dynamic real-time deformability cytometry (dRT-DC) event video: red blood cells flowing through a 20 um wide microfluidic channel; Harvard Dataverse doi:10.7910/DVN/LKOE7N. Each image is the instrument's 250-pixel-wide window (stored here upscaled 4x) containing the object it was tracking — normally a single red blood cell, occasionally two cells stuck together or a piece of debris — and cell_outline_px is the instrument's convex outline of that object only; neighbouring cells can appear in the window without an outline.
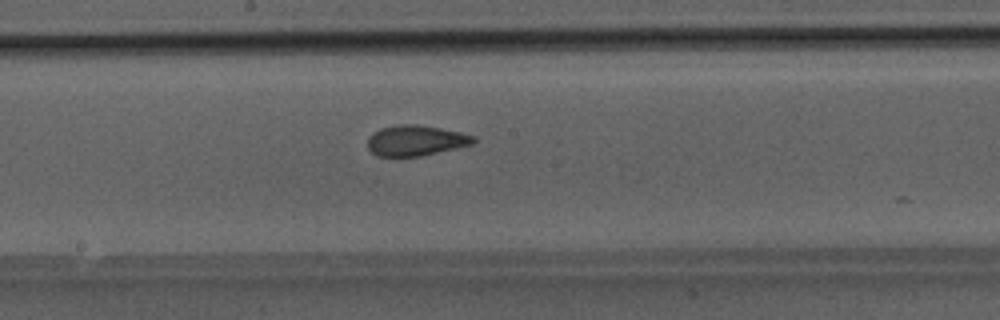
{"species": "Egyptian fruit bat (a non-hibernating species)", "species_latin": "Rousettus aegyptiacus", "temperature_condition": "room temperature", "stored_images_in_passage": 26, "camera_frame_rate_fps": 3000, "um_per_image_px": 0.085, "animal": {"sex": "male"}, "frame": {"image": 1, "passage_image": 25, "time_ms": 8.0, "image_size_px": [1000, 320], "cell_outline_px": [[476, 140], [472, 144], [420, 156], [376, 156], [368, 148], [368, 136], [372, 132], [380, 128], [396, 124], [412, 124], [440, 128], [460, 132], [476, 136]], "centroid_in_image_um": [35.3, 11.93], "position_along_channel_um": 212.9, "area_um2": 18.79}}